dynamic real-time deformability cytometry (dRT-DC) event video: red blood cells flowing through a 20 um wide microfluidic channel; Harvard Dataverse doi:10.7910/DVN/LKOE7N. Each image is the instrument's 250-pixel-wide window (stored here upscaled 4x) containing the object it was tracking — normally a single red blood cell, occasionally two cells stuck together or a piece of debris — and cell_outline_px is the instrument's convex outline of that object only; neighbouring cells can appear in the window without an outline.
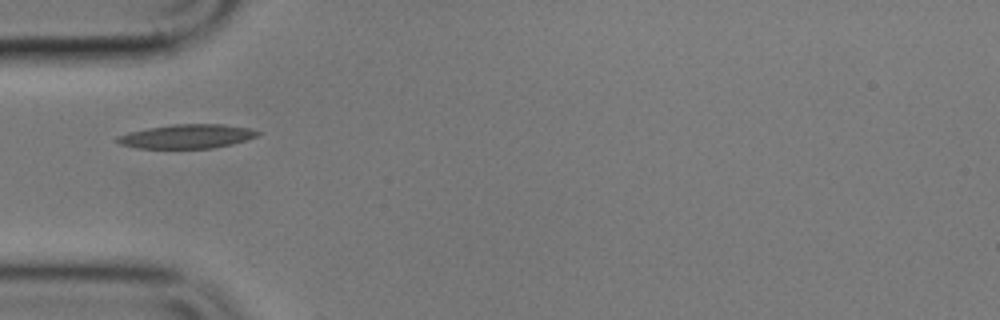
{"species": "common noctule bat (a hibernating species)", "species_latin": "Nyctalus noctula", "temperature_condition": "cold", "stored_images_in_passage": 1, "camera_frame_rate_fps": 3000, "um_per_image_px": 0.085, "animal": {"sex": "male", "body_mass_g": 17.9}, "frame": {"image": 1, "passage_image": 1, "time_ms": 0.0, "image_size_px": [1000, 320], "cell_outline_px": [[260, 136], [232, 144], [212, 148], [136, 148], [120, 144], [116, 140], [116, 136], [128, 132], [148, 128], [172, 124], [224, 124], [252, 128], [260, 132]], "centroid_in_image_um": [15.92, 11.58], "position_along_channel_um": 69.1, "area_um2": 19.83}}